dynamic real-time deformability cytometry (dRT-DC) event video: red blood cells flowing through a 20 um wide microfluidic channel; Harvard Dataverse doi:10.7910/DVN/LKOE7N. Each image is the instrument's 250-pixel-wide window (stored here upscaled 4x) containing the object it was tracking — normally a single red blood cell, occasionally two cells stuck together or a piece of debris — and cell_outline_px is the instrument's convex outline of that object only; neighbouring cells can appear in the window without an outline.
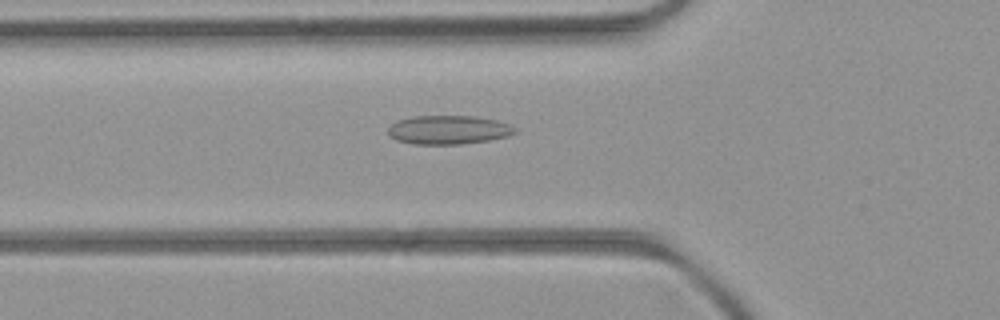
{"species": "common noctule bat (a hibernating species)", "species_latin": "Nyctalus noctula", "temperature_condition": "room temperature", "stored_images_in_passage": 39, "camera_frame_rate_fps": 3000, "um_per_image_px": 0.085, "animal": {"sex": "female", "body_mass_g": 21.9}, "frame": {"image": 1, "passage_image": 5, "time_ms": 1.333, "image_size_px": [1000, 320], "cell_outline_px": [[516, 132], [508, 136], [488, 140], [460, 144], [412, 144], [396, 140], [388, 136], [388, 128], [392, 124], [400, 120], [412, 116], [476, 116], [496, 120], [512, 124], [516, 128]], "centroid_in_image_um": [38.13, 11.03], "position_along_channel_um": 87.7, "area_um2": 21.39}}
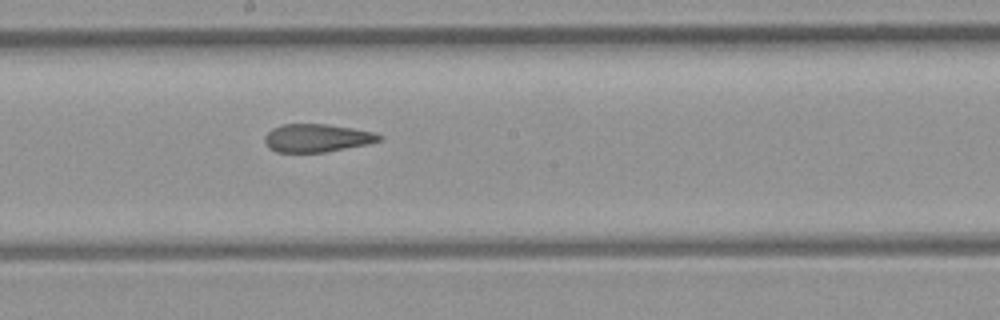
{"frame": {"image": 2, "passage_image": 15, "time_ms": 4.667, "image_size_px": [1000, 320], "cell_outline_px": [[384, 136], [380, 140], [368, 144], [324, 152], [276, 152], [268, 148], [264, 140], [264, 136], [272, 128], [284, 124], [328, 124], [352, 128], [372, 132]], "centroid_in_image_um": [26.91, 11.73], "position_along_channel_um": 221.3, "area_um2": 18.67}}
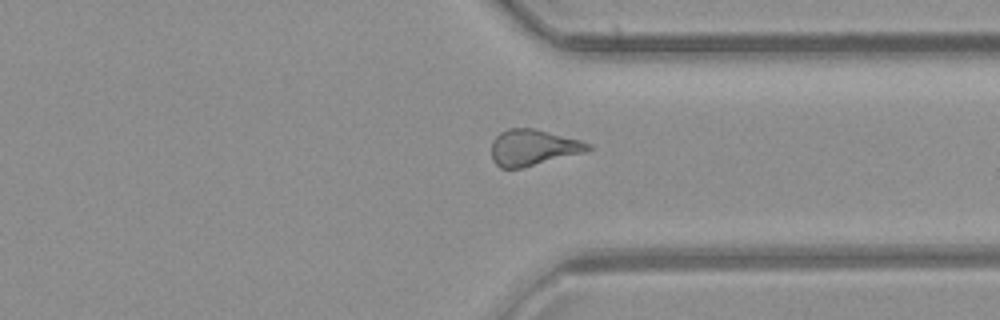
{"frame": {"image": 3, "passage_image": 26, "time_ms": 8.333, "image_size_px": [1000, 320], "cell_outline_px": [[592, 148], [584, 152], [520, 168], [500, 168], [492, 160], [492, 140], [500, 132], [508, 128], [532, 128], [580, 140], [592, 144]], "centroid_in_image_um": [45.28, 12.53], "position_along_channel_um": 366.1, "area_um2": 20.06}, "authors_computed_cell_mechanics": {"area_um2": 19.8254, "velocity_mm_per_s": 3.9721, "shape_relaxation_time_tau1_ms": null, "shape_relaxation_time_tau2_ms": 2.8798, "deformation_change_tau1": null, "deformation_change_tau2": 0.125}}